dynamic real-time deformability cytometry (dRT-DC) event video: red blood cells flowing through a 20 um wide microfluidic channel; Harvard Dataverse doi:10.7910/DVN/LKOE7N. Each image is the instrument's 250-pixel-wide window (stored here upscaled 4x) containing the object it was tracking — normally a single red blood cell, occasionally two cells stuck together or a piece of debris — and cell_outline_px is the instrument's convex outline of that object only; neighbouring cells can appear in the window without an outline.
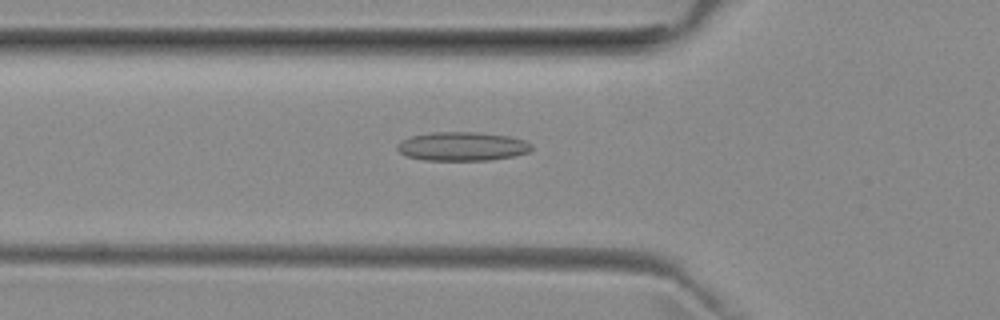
{"species": "common noctule bat (a hibernating species)", "species_latin": "Nyctalus noctula", "temperature_condition": "room temperature", "stored_images_in_passage": 52, "camera_frame_rate_fps": 3000, "um_per_image_px": 0.085, "animal": {"sex": "female", "body_mass_g": 29.2, "forearm_length_mm": 56.3}, "frame": {"image": 1, "passage_image": 18, "time_ms": 5.667, "image_size_px": [1000, 320], "cell_outline_px": [[532, 148], [528, 152], [516, 156], [492, 160], [424, 160], [408, 156], [400, 152], [396, 148], [396, 144], [400, 140], [412, 136], [432, 132], [480, 132], [508, 136], [524, 140], [532, 144]], "centroid_in_image_um": [39.3, 12.44], "position_along_channel_um": 86.5, "area_um2": 22.72}}
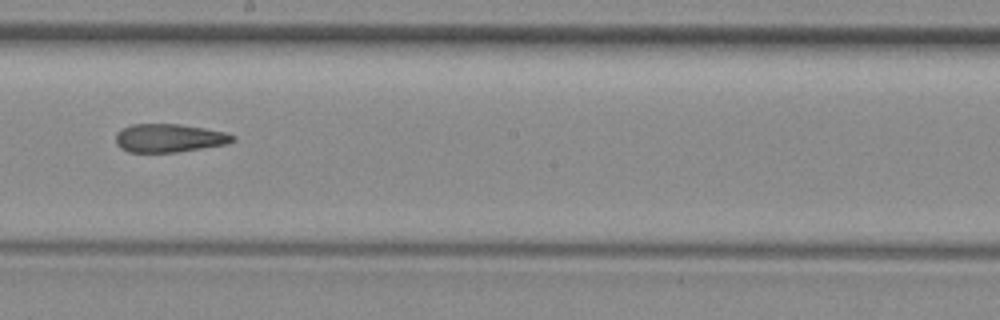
{"frame": {"image": 2, "passage_image": 29, "time_ms": 9.333, "image_size_px": [1000, 320], "cell_outline_px": [[236, 140], [228, 144], [176, 152], [128, 152], [120, 148], [116, 144], [116, 132], [120, 128], [132, 124], [176, 124], [204, 128], [228, 132], [236, 136]], "centroid_in_image_um": [14.38, 11.73], "position_along_channel_um": 233.8, "area_um2": 19.54}}
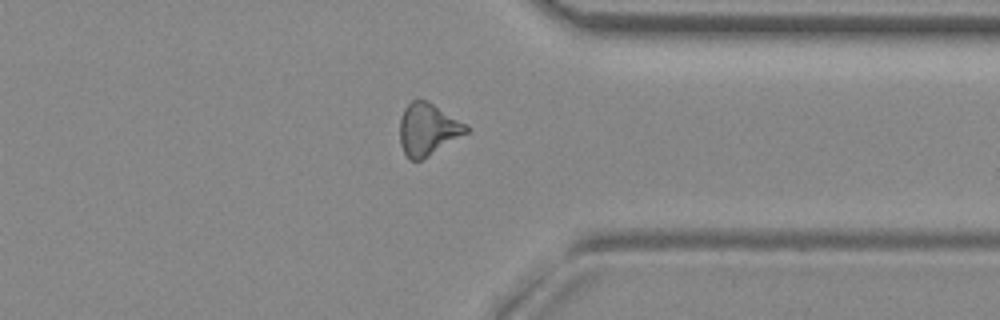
{"frame": {"image": 3, "passage_image": 40, "time_ms": 13.0, "image_size_px": [1000, 320], "cell_outline_px": [[468, 132], [428, 156], [420, 160], [408, 160], [400, 144], [400, 120], [404, 108], [412, 100], [428, 100], [468, 124]], "centroid_in_image_um": [36.36, 10.98], "position_along_channel_um": 375.0, "area_um2": 20.17}, "authors_computed_cell_mechanics": {"area_um2": 20.6057, "velocity_mm_per_s": 4.0049, "shape_relaxation_time_tau1_ms": null, "shape_relaxation_time_tau2_ms": 4.3534, "deformation_change_tau1": null, "deformation_change_tau2": 0.1473}}